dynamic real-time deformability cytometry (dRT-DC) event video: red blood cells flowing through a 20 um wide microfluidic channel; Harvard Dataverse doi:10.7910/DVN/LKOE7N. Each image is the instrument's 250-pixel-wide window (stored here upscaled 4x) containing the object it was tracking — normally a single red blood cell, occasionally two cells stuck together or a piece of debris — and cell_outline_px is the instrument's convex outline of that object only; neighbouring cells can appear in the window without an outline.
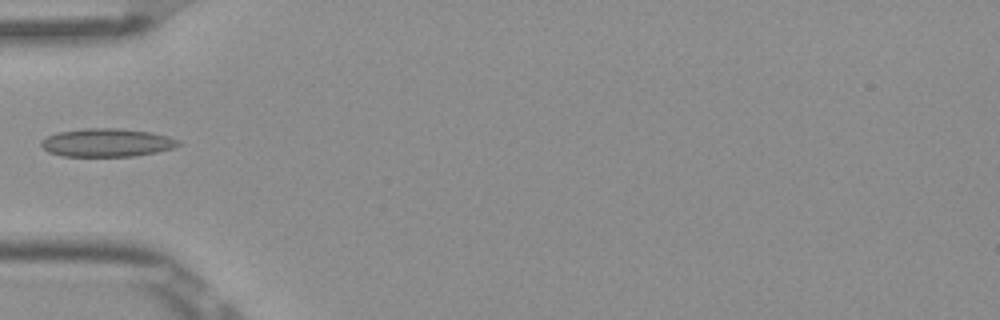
{"species": "Egyptian fruit bat (a non-hibernating species)", "species_latin": "Rousettus aegyptiacus", "temperature_condition": "room temperature", "stored_images_in_passage": 6, "camera_frame_rate_fps": 3000, "um_per_image_px": 0.085, "frame": {"image": 1, "passage_image": 6, "time_ms": 1.667, "image_size_px": [1000, 320], "cell_outline_px": [[184, 144], [172, 148], [156, 152], [132, 156], [64, 156], [48, 152], [40, 144], [40, 140], [56, 132], [84, 128], [120, 128], [152, 132], [168, 136], [180, 140]], "centroid_in_image_um": [9.1, 12.11], "position_along_channel_um": 75.9, "area_um2": 22.77}}